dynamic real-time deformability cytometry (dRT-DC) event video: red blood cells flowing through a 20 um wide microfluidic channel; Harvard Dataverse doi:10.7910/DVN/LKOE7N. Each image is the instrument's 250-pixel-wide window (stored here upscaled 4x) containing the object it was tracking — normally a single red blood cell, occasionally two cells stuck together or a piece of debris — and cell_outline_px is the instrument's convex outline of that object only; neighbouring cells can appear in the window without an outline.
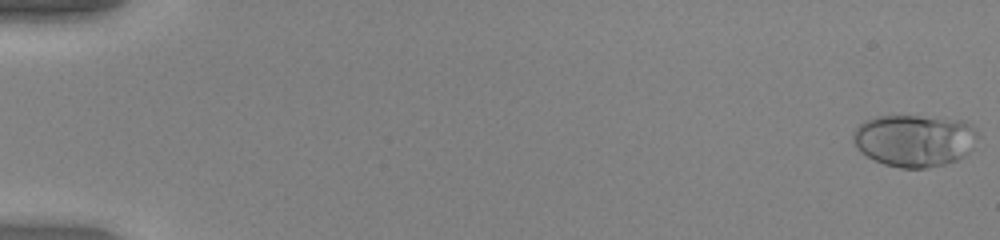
{"species": "human", "species_latin": "Homo sapiens", "temperature_condition": "warm", "stored_images_in_passage": 19, "camera_frame_rate_fps": 3000, "um_per_image_px": 0.085, "donor": {"sex": "female"}, "frame": {"image": 1, "passage_image": 1, "time_ms": 0.0, "image_size_px": [1000, 240], "cell_outline_px": [[980, 136], [972, 148], [964, 156], [956, 160], [944, 164], [928, 168], [900, 168], [884, 164], [860, 152], [856, 148], [852, 140], [852, 136], [856, 128], [864, 120], [876, 116], [920, 116], [964, 120], [972, 124], [980, 132]], "centroid_in_image_um": [77.76, 11.93], "position_along_channel_um": 7.2, "area_um2": 38.38}}
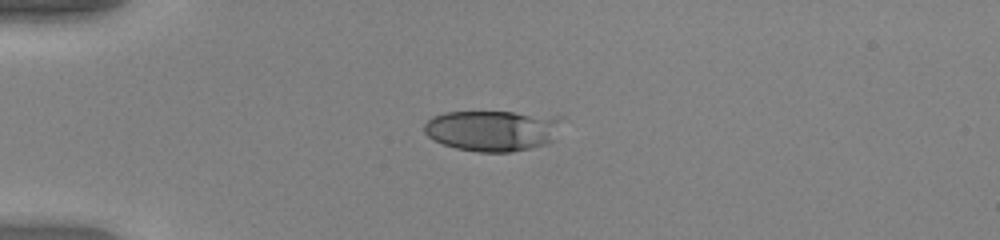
{"frame": {"image": 2, "passage_image": 15, "time_ms": 4.667, "image_size_px": [1000, 240], "cell_outline_px": [[564, 116], [552, 140], [548, 144], [512, 152], [476, 152], [456, 148], [432, 140], [424, 132], [424, 124], [432, 116], [444, 112], [512, 112]], "centroid_in_image_um": [41.86, 11.09], "position_along_channel_um": 43.1, "area_um2": 33.06}}